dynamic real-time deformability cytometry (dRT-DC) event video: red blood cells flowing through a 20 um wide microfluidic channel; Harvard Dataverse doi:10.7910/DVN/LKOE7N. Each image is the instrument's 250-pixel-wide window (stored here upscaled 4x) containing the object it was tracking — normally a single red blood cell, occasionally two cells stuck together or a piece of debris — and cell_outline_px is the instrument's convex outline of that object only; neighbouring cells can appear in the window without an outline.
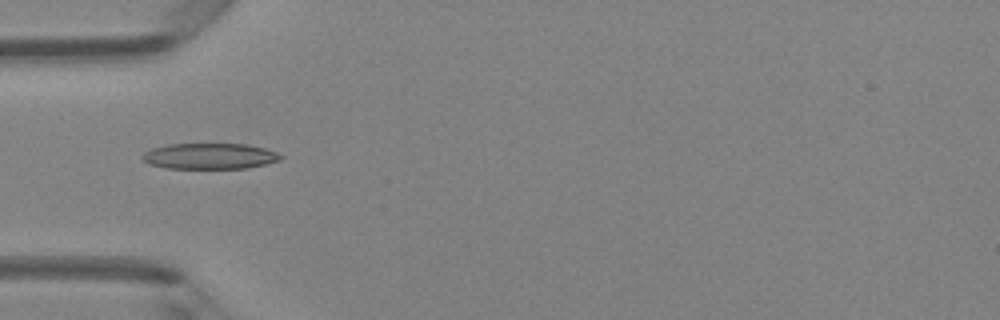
{"species": "Egyptian fruit bat (a non-hibernating species)", "species_latin": "Rousettus aegyptiacus", "temperature_condition": "room temperature", "stored_images_in_passage": 1, "camera_frame_rate_fps": 3000, "um_per_image_px": 0.085, "animal": {"sex": "female"}, "frame": {"image": 1, "passage_image": 1, "time_ms": 0.0, "image_size_px": [1000, 320], "cell_outline_px": [[284, 156], [280, 160], [248, 168], [164, 168], [148, 164], [140, 160], [140, 156], [144, 152], [152, 148], [168, 144], [248, 144], [264, 148], [276, 152]], "centroid_in_image_um": [17.77, 13.27], "position_along_channel_um": 67.2, "area_um2": 20.98}}